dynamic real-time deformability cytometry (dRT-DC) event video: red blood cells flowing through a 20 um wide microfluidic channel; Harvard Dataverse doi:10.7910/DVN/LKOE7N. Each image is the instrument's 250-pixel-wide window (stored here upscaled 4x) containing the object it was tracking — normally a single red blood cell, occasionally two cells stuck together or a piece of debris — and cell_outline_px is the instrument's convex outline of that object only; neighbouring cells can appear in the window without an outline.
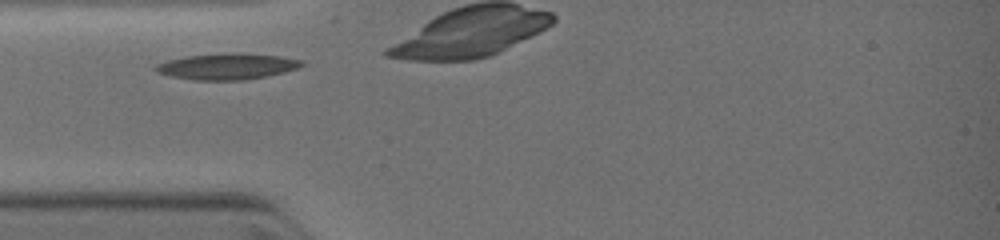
{"species": "common noctule bat (a hibernating species)", "species_latin": "Nyctalus noctula", "temperature_condition": "warm", "stored_images_in_passage": 11, "camera_frame_rate_fps": 3000, "um_per_image_px": 0.085, "animal": {"sex": "female", "body_mass_g": 19.0, "forearm_length_mm": 51.5}, "frame": {"image": 1, "passage_image": 1, "time_ms": 0.0, "image_size_px": [1000, 240], "cell_outline_px": [[304, 64], [296, 68], [284, 72], [244, 80], [196, 80], [172, 76], [156, 72], [156, 64], [168, 60], [184, 56], [236, 52], [240, 52], [280, 56], [304, 60]], "centroid_in_image_um": [19.32, 5.63], "position_along_channel_um": 65.7, "area_um2": 22.14}}